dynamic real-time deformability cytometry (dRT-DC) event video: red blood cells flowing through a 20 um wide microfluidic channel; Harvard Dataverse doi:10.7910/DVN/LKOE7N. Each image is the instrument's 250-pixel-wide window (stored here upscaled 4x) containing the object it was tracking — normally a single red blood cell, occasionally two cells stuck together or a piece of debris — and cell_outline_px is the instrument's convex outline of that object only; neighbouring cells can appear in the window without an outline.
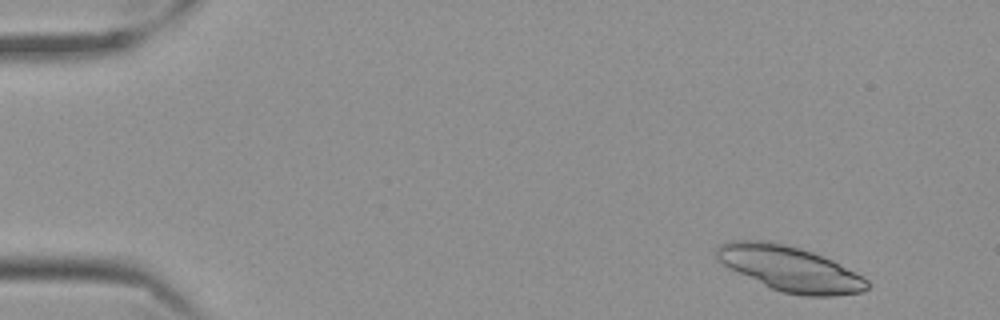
{"species": "Egyptian fruit bat (a non-hibernating species)", "species_latin": "Rousettus aegyptiacus", "temperature_condition": "cold", "stored_images_in_passage": 55, "segment_of_instrument_passage": [1, 2], "camera_frame_rate_fps": 3000, "um_per_image_px": 0.085, "frame": {"image": 1, "passage_image": 3, "time_ms": 0.667, "image_size_px": [1000, 320], "cell_outline_px": [[868, 288], [860, 292], [836, 296], [804, 296], [784, 292], [772, 288], [728, 268], [712, 256], [716, 248], [720, 244], [728, 240], [764, 240], [784, 244], [800, 248], [812, 252], [832, 260], [864, 276], [868, 280]], "centroid_in_image_um": [67.1, 22.82], "position_along_channel_um": 17.9, "area_um2": 39.59}}
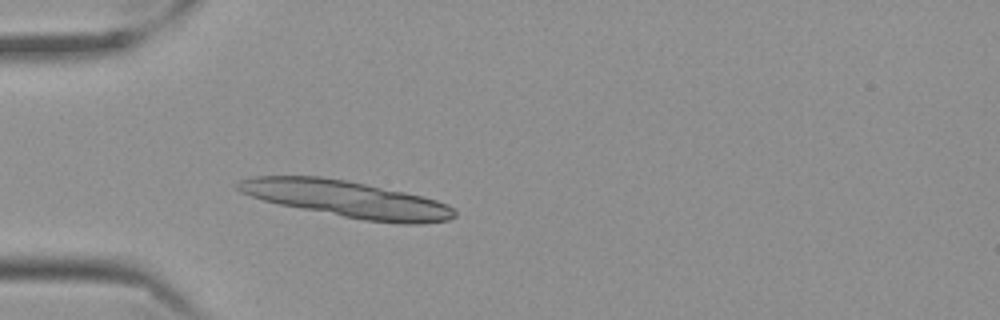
{"frame": {"image": 2, "passage_image": 15, "time_ms": 4.667, "image_size_px": [1000, 320], "cell_outline_px": [[456, 216], [448, 220], [420, 224], [400, 224], [364, 220], [280, 204], [264, 200], [240, 192], [236, 188], [236, 184], [240, 180], [252, 176], [320, 176], [348, 180], [404, 192], [436, 200], [448, 204], [456, 212]], "centroid_in_image_um": [29.49, 16.91], "position_along_channel_um": 55.5, "area_um2": 45.84}}